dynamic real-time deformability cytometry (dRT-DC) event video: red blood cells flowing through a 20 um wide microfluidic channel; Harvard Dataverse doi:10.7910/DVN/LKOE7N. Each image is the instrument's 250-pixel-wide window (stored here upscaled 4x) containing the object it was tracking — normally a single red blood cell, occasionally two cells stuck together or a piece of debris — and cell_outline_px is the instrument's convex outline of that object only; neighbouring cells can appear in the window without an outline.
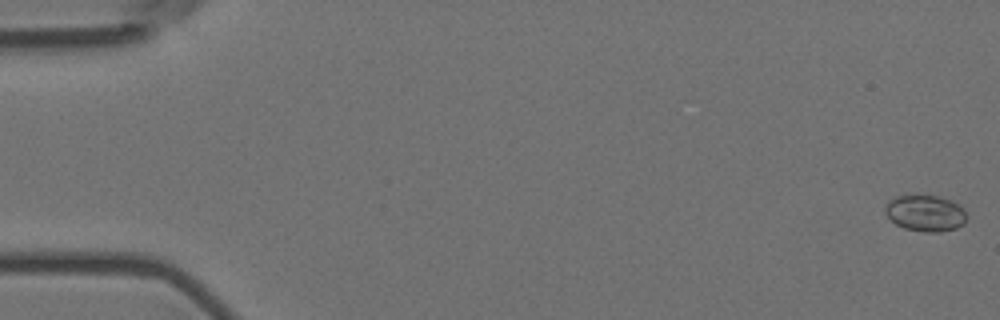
{"species": "Egyptian fruit bat (a non-hibernating species)", "species_latin": "Rousettus aegyptiacus", "temperature_condition": "room temperature", "stored_images_in_passage": 6, "camera_frame_rate_fps": 3000, "um_per_image_px": 0.085, "animal": {"sex": "female"}, "frame": {"image": 1, "passage_image": 1, "time_ms": 0.0, "image_size_px": [1000, 320], "cell_outline_px": [[964, 224], [956, 228], [940, 232], [924, 232], [904, 228], [896, 224], [884, 212], [884, 204], [888, 200], [896, 196], [916, 192], [936, 196], [952, 200], [960, 204], [964, 208]], "centroid_in_image_um": [78.61, 18.07], "position_along_channel_um": 6.4, "area_um2": 17.8}}
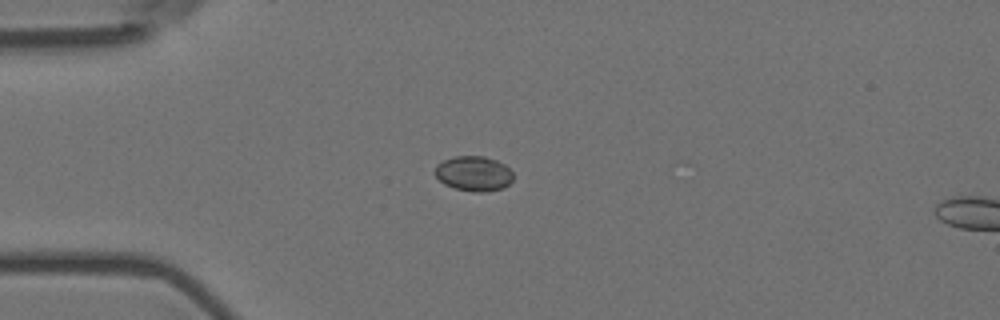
{"frame": {"image": 2, "passage_image": 5, "time_ms": 1.333, "image_size_px": [1000, 320], "cell_outline_px": [[512, 180], [504, 188], [484, 192], [472, 192], [456, 188], [444, 184], [432, 172], [436, 164], [444, 160], [456, 156], [484, 156], [496, 160], [504, 164], [512, 172]], "centroid_in_image_um": [40.24, 14.75], "position_along_channel_um": 44.8, "area_um2": 16.01}}